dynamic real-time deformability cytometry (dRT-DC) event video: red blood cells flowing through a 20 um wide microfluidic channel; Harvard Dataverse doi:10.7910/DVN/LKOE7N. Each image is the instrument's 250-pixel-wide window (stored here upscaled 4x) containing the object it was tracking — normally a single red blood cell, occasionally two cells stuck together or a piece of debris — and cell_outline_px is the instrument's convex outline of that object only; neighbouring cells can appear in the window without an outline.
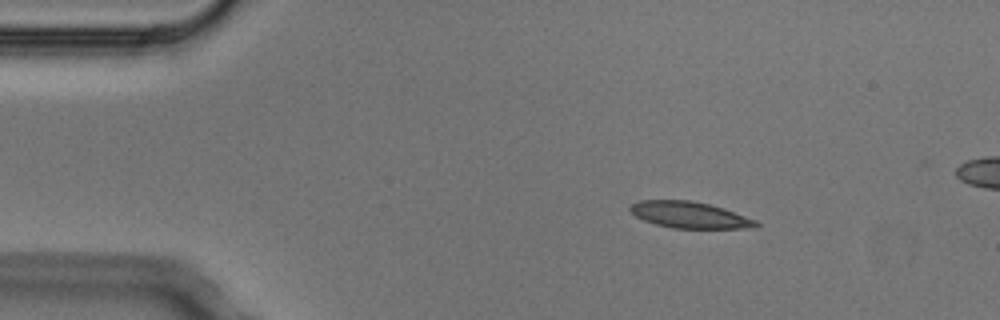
{"species": "Egyptian fruit bat (a non-hibernating species)", "species_latin": "Rousettus aegyptiacus", "temperature_condition": "cold", "stored_images_in_passage": 4, "camera_frame_rate_fps": 3000, "um_per_image_px": 0.085, "animal": {"sex": "male"}, "frame": {"image": 1, "passage_image": 1, "time_ms": 0.0, "image_size_px": [1000, 320], "cell_outline_px": [[760, 224], [756, 228], [672, 228], [656, 224], [644, 220], [636, 216], [628, 208], [632, 204], [640, 200], [692, 200], [724, 208], [756, 220]], "centroid_in_image_um": [58.63, 18.27], "position_along_channel_um": 26.4, "area_um2": 19.31}}